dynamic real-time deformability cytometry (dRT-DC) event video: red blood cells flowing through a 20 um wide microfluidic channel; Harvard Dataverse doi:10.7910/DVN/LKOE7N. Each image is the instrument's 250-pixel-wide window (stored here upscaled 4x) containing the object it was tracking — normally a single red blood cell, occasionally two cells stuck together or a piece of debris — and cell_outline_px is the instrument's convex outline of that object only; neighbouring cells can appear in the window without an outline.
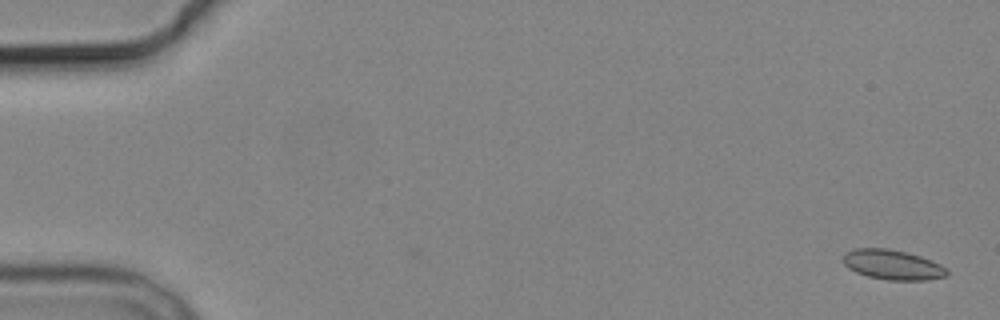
{"species": "common noctule bat (a hibernating species)", "species_latin": "Nyctalus noctula", "temperature_condition": "cold", "stored_images_in_passage": 5, "camera_frame_rate_fps": 3000, "um_per_image_px": 0.085, "animal": {"sex": "male", "body_mass_g": 19.2, "forearm_length_mm": 51.8}, "frame": {"image": 1, "passage_image": 1, "time_ms": 0.0, "image_size_px": [1000, 320], "cell_outline_px": [[948, 276], [924, 280], [888, 280], [868, 276], [856, 272], [848, 268], [844, 264], [844, 252], [852, 248], [888, 248], [908, 252], [920, 256], [940, 264], [948, 268]], "centroid_in_image_um": [75.87, 22.49], "position_along_channel_um": 9.1, "area_um2": 18.21}}
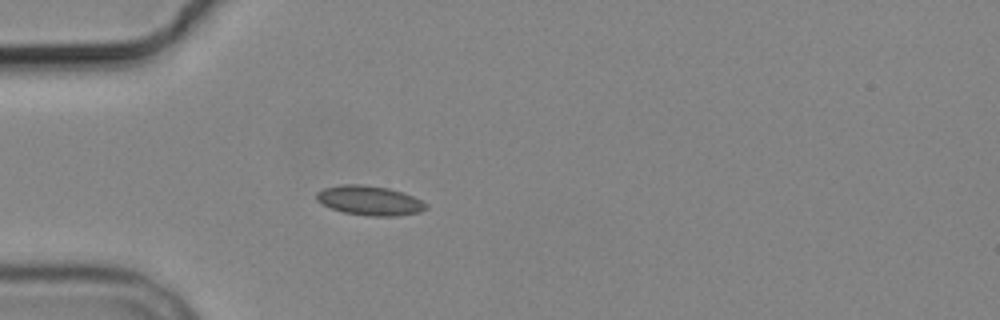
{"frame": {"image": 2, "passage_image": 5, "time_ms": 5.0, "image_size_px": [1000, 320], "cell_outline_px": [[428, 208], [420, 212], [396, 216], [368, 216], [344, 212], [332, 208], [316, 200], [316, 192], [324, 188], [344, 184], [360, 184], [388, 188], [404, 192], [428, 204]], "centroid_in_image_um": [31.44, 17.04], "position_along_channel_um": 53.6, "area_um2": 18.79}}